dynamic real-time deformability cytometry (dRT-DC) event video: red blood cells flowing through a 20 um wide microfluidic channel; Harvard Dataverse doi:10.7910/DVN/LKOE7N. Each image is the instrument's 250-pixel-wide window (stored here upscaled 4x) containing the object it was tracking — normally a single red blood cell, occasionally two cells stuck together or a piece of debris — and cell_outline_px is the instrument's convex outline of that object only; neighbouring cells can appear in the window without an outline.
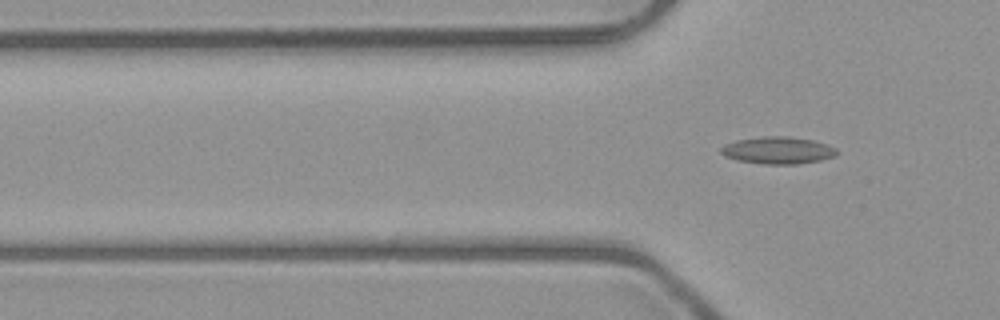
{"species": "common noctule bat (a hibernating species)", "species_latin": "Nyctalus noctula", "temperature_condition": "room temperature", "stored_images_in_passage": 5, "camera_frame_rate_fps": 3000, "um_per_image_px": 0.085, "animal": {"sex": "male", "body_mass_g": 23.1, "forearm_length_mm": 52.7}, "frame": {"image": 1, "passage_image": 5, "time_ms": 4.667, "image_size_px": [1000, 320], "cell_outline_px": [[840, 152], [836, 156], [820, 160], [796, 164], [764, 164], [736, 160], [724, 156], [720, 152], [720, 148], [724, 144], [736, 140], [764, 136], [788, 136], [812, 140], [828, 144], [836, 148]], "centroid_in_image_um": [66.13, 12.77], "position_along_channel_um": 59.7, "area_um2": 18.5}}